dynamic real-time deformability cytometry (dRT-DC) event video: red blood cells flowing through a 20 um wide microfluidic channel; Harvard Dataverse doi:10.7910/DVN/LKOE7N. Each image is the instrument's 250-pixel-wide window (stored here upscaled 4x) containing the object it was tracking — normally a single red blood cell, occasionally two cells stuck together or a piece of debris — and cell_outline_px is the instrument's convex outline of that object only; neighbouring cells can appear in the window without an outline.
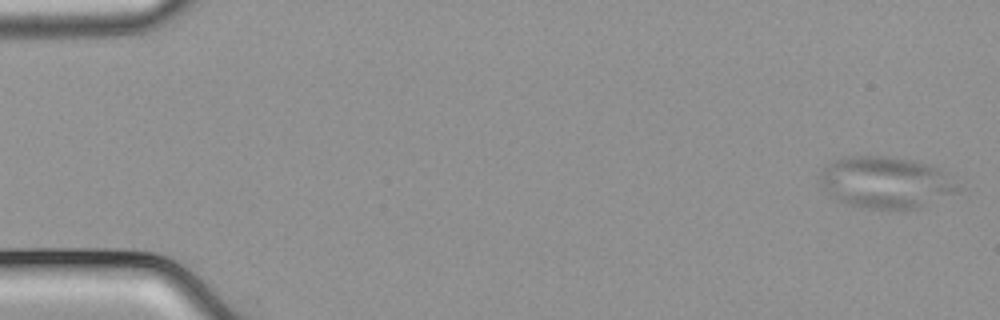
{"species": "common noctule bat (a hibernating species)", "species_latin": "Nyctalus noctula", "temperature_condition": "cold", "stored_images_in_passage": 54, "camera_frame_rate_fps": 3000, "um_per_image_px": 0.085, "animal": {"sex": "male", "body_mass_g": 21.5, "forearm_length_mm": 52.0}, "frame": {"image": 1, "passage_image": 1, "time_ms": 0.0, "image_size_px": [1000, 320], "cell_outline_px": [[964, 188], [960, 192], [920, 208], [868, 208], [848, 204], [836, 200], [824, 192], [820, 184], [820, 176], [824, 168], [828, 164], [844, 156], [892, 156], [912, 160], [936, 168], [964, 184]], "centroid_in_image_um": [75.34, 15.51], "position_along_channel_um": 9.7, "area_um2": 41.91}}
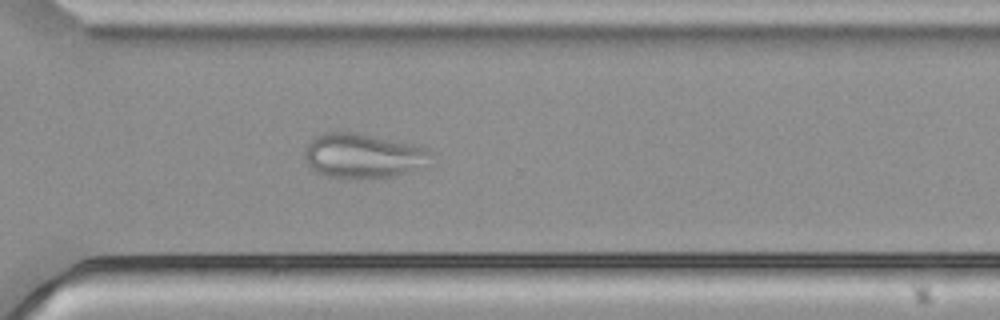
{"frame": {"image": 2, "passage_image": 39, "time_ms": 12.667, "image_size_px": [1000, 320], "cell_outline_px": [[432, 164], [408, 172], [392, 176], [368, 180], [324, 176], [316, 172], [308, 164], [304, 156], [308, 144], [316, 136], [324, 132], [352, 132], [416, 144], [428, 148], [432, 152]], "centroid_in_image_um": [30.93, 13.26], "position_along_channel_um": 339.7, "area_um2": 33.41}}
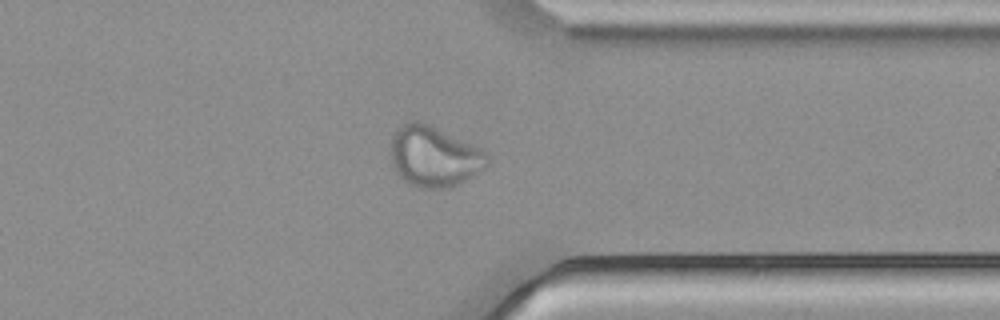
{"frame": {"image": 3, "passage_image": 42, "time_ms": 13.667, "image_size_px": [1000, 320], "cell_outline_px": [[488, 164], [484, 168], [452, 188], [420, 188], [408, 184], [392, 168], [392, 136], [404, 124], [412, 120], [416, 120], [428, 124], [480, 148], [488, 156]], "centroid_in_image_um": [36.88, 13.33], "position_along_channel_um": 374.5, "area_um2": 33.64}}